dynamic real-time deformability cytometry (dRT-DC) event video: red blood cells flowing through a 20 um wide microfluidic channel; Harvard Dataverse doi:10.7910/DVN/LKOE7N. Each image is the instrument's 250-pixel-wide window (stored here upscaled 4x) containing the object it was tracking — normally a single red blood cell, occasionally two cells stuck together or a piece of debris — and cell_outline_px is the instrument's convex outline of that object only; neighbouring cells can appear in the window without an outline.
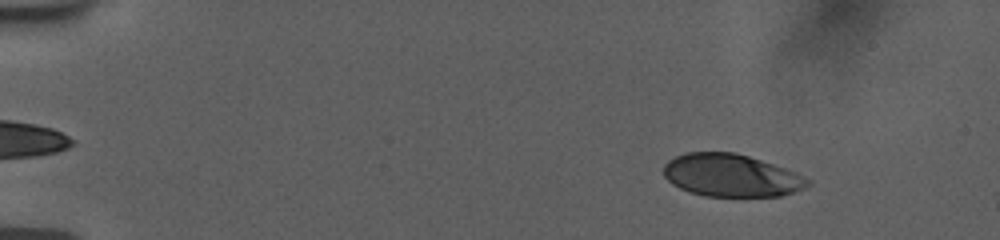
{"species": "human", "species_latin": "Homo sapiens", "temperature_condition": "room temperature", "stored_images_in_passage": 54, "camera_frame_rate_fps": 3000, "um_per_image_px": 0.085, "donor": {"sex": "female"}, "frame": {"image": 1, "passage_image": 6, "time_ms": 1.667, "image_size_px": [1000, 240], "cell_outline_px": [[812, 184], [804, 188], [780, 196], [704, 196], [688, 192], [672, 184], [664, 176], [664, 164], [668, 160], [676, 156], [688, 152], [736, 152], [796, 172], [812, 180]], "centroid_in_image_um": [62.15, 14.91], "position_along_channel_um": 22.9, "area_um2": 35.78}}
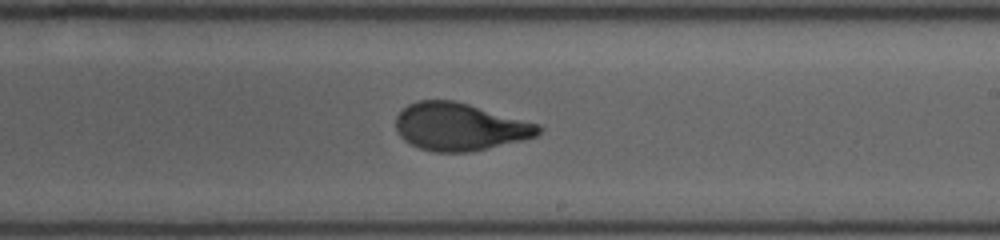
{"frame": {"image": 2, "passage_image": 33, "time_ms": 10.667, "image_size_px": [1000, 240], "cell_outline_px": [[544, 128], [536, 136], [524, 140], [472, 152], [432, 152], [420, 148], [404, 140], [400, 136], [396, 128], [396, 116], [408, 104], [420, 100], [452, 100], [468, 104], [540, 124]], "centroid_in_image_um": [39.1, 10.79], "position_along_channel_um": 249.9, "area_um2": 39.59}}
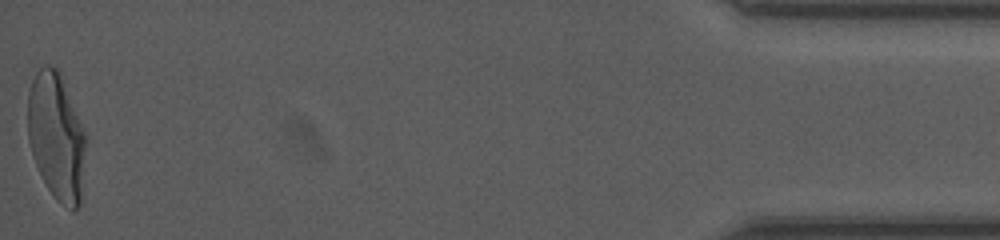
{"frame": {"image": 3, "passage_image": 54, "time_ms": 17.667, "image_size_px": [1000, 240], "cell_outline_px": [[88, 136], [80, 204], [72, 212], [56, 200], [48, 188], [36, 164], [28, 140], [28, 92], [32, 80], [36, 72], [40, 68], [48, 64], [56, 64], [60, 72]], "centroid_in_image_um": [4.83, 11.58], "position_along_channel_um": 430.4, "area_um2": 43.7}, "authors_computed_cell_mechanics": {"area_um2": 39.6219, "velocity_mm_per_s": 3.7719, "shape_relaxation_time_tau1_ms": 3.9997, "shape_relaxation_time_tau2_ms": 0.6641, "deformation_change_tau1": 0.1918, "deformation_change_tau2": 0.0605}}